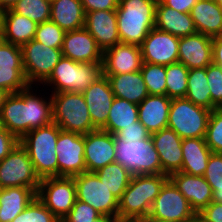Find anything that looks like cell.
<instances>
[{
	"label": "cell",
	"instance_id": "obj_21",
	"mask_svg": "<svg viewBox=\"0 0 222 222\" xmlns=\"http://www.w3.org/2000/svg\"><path fill=\"white\" fill-rule=\"evenodd\" d=\"M151 138L158 152L162 174L170 176L182 168V138L172 129L165 128L153 133Z\"/></svg>",
	"mask_w": 222,
	"mask_h": 222
},
{
	"label": "cell",
	"instance_id": "obj_34",
	"mask_svg": "<svg viewBox=\"0 0 222 222\" xmlns=\"http://www.w3.org/2000/svg\"><path fill=\"white\" fill-rule=\"evenodd\" d=\"M185 98L195 105L205 107L211 111L217 108L211 100L206 68L189 69Z\"/></svg>",
	"mask_w": 222,
	"mask_h": 222
},
{
	"label": "cell",
	"instance_id": "obj_51",
	"mask_svg": "<svg viewBox=\"0 0 222 222\" xmlns=\"http://www.w3.org/2000/svg\"><path fill=\"white\" fill-rule=\"evenodd\" d=\"M116 218H117V216H110V215L101 214L100 216H98L97 218H95L91 222H115Z\"/></svg>",
	"mask_w": 222,
	"mask_h": 222
},
{
	"label": "cell",
	"instance_id": "obj_58",
	"mask_svg": "<svg viewBox=\"0 0 222 222\" xmlns=\"http://www.w3.org/2000/svg\"><path fill=\"white\" fill-rule=\"evenodd\" d=\"M214 1L222 7V0H214Z\"/></svg>",
	"mask_w": 222,
	"mask_h": 222
},
{
	"label": "cell",
	"instance_id": "obj_54",
	"mask_svg": "<svg viewBox=\"0 0 222 222\" xmlns=\"http://www.w3.org/2000/svg\"><path fill=\"white\" fill-rule=\"evenodd\" d=\"M4 14L5 11L0 7V37L3 35Z\"/></svg>",
	"mask_w": 222,
	"mask_h": 222
},
{
	"label": "cell",
	"instance_id": "obj_35",
	"mask_svg": "<svg viewBox=\"0 0 222 222\" xmlns=\"http://www.w3.org/2000/svg\"><path fill=\"white\" fill-rule=\"evenodd\" d=\"M119 200L130 183L132 174L120 163L114 162L94 172Z\"/></svg>",
	"mask_w": 222,
	"mask_h": 222
},
{
	"label": "cell",
	"instance_id": "obj_2",
	"mask_svg": "<svg viewBox=\"0 0 222 222\" xmlns=\"http://www.w3.org/2000/svg\"><path fill=\"white\" fill-rule=\"evenodd\" d=\"M158 0H119L116 9L121 43L141 45L155 26Z\"/></svg>",
	"mask_w": 222,
	"mask_h": 222
},
{
	"label": "cell",
	"instance_id": "obj_19",
	"mask_svg": "<svg viewBox=\"0 0 222 222\" xmlns=\"http://www.w3.org/2000/svg\"><path fill=\"white\" fill-rule=\"evenodd\" d=\"M62 56L80 63H102L103 51L83 27L65 32Z\"/></svg>",
	"mask_w": 222,
	"mask_h": 222
},
{
	"label": "cell",
	"instance_id": "obj_10",
	"mask_svg": "<svg viewBox=\"0 0 222 222\" xmlns=\"http://www.w3.org/2000/svg\"><path fill=\"white\" fill-rule=\"evenodd\" d=\"M41 182L26 149L18 142L0 161V187H28L38 189Z\"/></svg>",
	"mask_w": 222,
	"mask_h": 222
},
{
	"label": "cell",
	"instance_id": "obj_25",
	"mask_svg": "<svg viewBox=\"0 0 222 222\" xmlns=\"http://www.w3.org/2000/svg\"><path fill=\"white\" fill-rule=\"evenodd\" d=\"M171 100L166 95H148L138 104V120L151 135L168 128Z\"/></svg>",
	"mask_w": 222,
	"mask_h": 222
},
{
	"label": "cell",
	"instance_id": "obj_4",
	"mask_svg": "<svg viewBox=\"0 0 222 222\" xmlns=\"http://www.w3.org/2000/svg\"><path fill=\"white\" fill-rule=\"evenodd\" d=\"M60 130L59 126L52 122L29 131L19 140V143L26 149L40 179L58 177L55 147Z\"/></svg>",
	"mask_w": 222,
	"mask_h": 222
},
{
	"label": "cell",
	"instance_id": "obj_37",
	"mask_svg": "<svg viewBox=\"0 0 222 222\" xmlns=\"http://www.w3.org/2000/svg\"><path fill=\"white\" fill-rule=\"evenodd\" d=\"M11 10L41 24L50 20L51 0H19Z\"/></svg>",
	"mask_w": 222,
	"mask_h": 222
},
{
	"label": "cell",
	"instance_id": "obj_26",
	"mask_svg": "<svg viewBox=\"0 0 222 222\" xmlns=\"http://www.w3.org/2000/svg\"><path fill=\"white\" fill-rule=\"evenodd\" d=\"M154 27L178 38L197 33L190 13L179 12L165 6L159 0L156 6Z\"/></svg>",
	"mask_w": 222,
	"mask_h": 222
},
{
	"label": "cell",
	"instance_id": "obj_43",
	"mask_svg": "<svg viewBox=\"0 0 222 222\" xmlns=\"http://www.w3.org/2000/svg\"><path fill=\"white\" fill-rule=\"evenodd\" d=\"M206 74L212 103L219 108L222 105V67L212 62L206 67Z\"/></svg>",
	"mask_w": 222,
	"mask_h": 222
},
{
	"label": "cell",
	"instance_id": "obj_16",
	"mask_svg": "<svg viewBox=\"0 0 222 222\" xmlns=\"http://www.w3.org/2000/svg\"><path fill=\"white\" fill-rule=\"evenodd\" d=\"M180 38L153 28L140 45L143 62L167 66L178 62Z\"/></svg>",
	"mask_w": 222,
	"mask_h": 222
},
{
	"label": "cell",
	"instance_id": "obj_36",
	"mask_svg": "<svg viewBox=\"0 0 222 222\" xmlns=\"http://www.w3.org/2000/svg\"><path fill=\"white\" fill-rule=\"evenodd\" d=\"M189 69L181 62L166 66V96L168 98H185Z\"/></svg>",
	"mask_w": 222,
	"mask_h": 222
},
{
	"label": "cell",
	"instance_id": "obj_47",
	"mask_svg": "<svg viewBox=\"0 0 222 222\" xmlns=\"http://www.w3.org/2000/svg\"><path fill=\"white\" fill-rule=\"evenodd\" d=\"M19 140L5 128L0 129V161L17 145Z\"/></svg>",
	"mask_w": 222,
	"mask_h": 222
},
{
	"label": "cell",
	"instance_id": "obj_30",
	"mask_svg": "<svg viewBox=\"0 0 222 222\" xmlns=\"http://www.w3.org/2000/svg\"><path fill=\"white\" fill-rule=\"evenodd\" d=\"M182 168L180 172L203 176L212 151L204 138L182 139Z\"/></svg>",
	"mask_w": 222,
	"mask_h": 222
},
{
	"label": "cell",
	"instance_id": "obj_20",
	"mask_svg": "<svg viewBox=\"0 0 222 222\" xmlns=\"http://www.w3.org/2000/svg\"><path fill=\"white\" fill-rule=\"evenodd\" d=\"M84 28L94 37L102 51L121 42L118 34L116 10L87 12Z\"/></svg>",
	"mask_w": 222,
	"mask_h": 222
},
{
	"label": "cell",
	"instance_id": "obj_60",
	"mask_svg": "<svg viewBox=\"0 0 222 222\" xmlns=\"http://www.w3.org/2000/svg\"><path fill=\"white\" fill-rule=\"evenodd\" d=\"M2 128V124H1V117H0V129Z\"/></svg>",
	"mask_w": 222,
	"mask_h": 222
},
{
	"label": "cell",
	"instance_id": "obj_1",
	"mask_svg": "<svg viewBox=\"0 0 222 222\" xmlns=\"http://www.w3.org/2000/svg\"><path fill=\"white\" fill-rule=\"evenodd\" d=\"M32 86L28 85L18 93H9L1 107L2 127L18 140L29 131L53 122L51 96L40 97L36 94L38 85Z\"/></svg>",
	"mask_w": 222,
	"mask_h": 222
},
{
	"label": "cell",
	"instance_id": "obj_32",
	"mask_svg": "<svg viewBox=\"0 0 222 222\" xmlns=\"http://www.w3.org/2000/svg\"><path fill=\"white\" fill-rule=\"evenodd\" d=\"M37 25L33 20L5 10L2 39L6 42L22 46L34 39Z\"/></svg>",
	"mask_w": 222,
	"mask_h": 222
},
{
	"label": "cell",
	"instance_id": "obj_53",
	"mask_svg": "<svg viewBox=\"0 0 222 222\" xmlns=\"http://www.w3.org/2000/svg\"><path fill=\"white\" fill-rule=\"evenodd\" d=\"M115 222H143V218H120V217H117Z\"/></svg>",
	"mask_w": 222,
	"mask_h": 222
},
{
	"label": "cell",
	"instance_id": "obj_9",
	"mask_svg": "<svg viewBox=\"0 0 222 222\" xmlns=\"http://www.w3.org/2000/svg\"><path fill=\"white\" fill-rule=\"evenodd\" d=\"M25 79L29 85L43 84L62 58V48H51L31 40L21 46Z\"/></svg>",
	"mask_w": 222,
	"mask_h": 222
},
{
	"label": "cell",
	"instance_id": "obj_15",
	"mask_svg": "<svg viewBox=\"0 0 222 222\" xmlns=\"http://www.w3.org/2000/svg\"><path fill=\"white\" fill-rule=\"evenodd\" d=\"M28 85L21 46L3 41L0 44V88L8 93H18Z\"/></svg>",
	"mask_w": 222,
	"mask_h": 222
},
{
	"label": "cell",
	"instance_id": "obj_8",
	"mask_svg": "<svg viewBox=\"0 0 222 222\" xmlns=\"http://www.w3.org/2000/svg\"><path fill=\"white\" fill-rule=\"evenodd\" d=\"M211 110L195 105L186 98H173L169 109L168 128L182 139L204 138Z\"/></svg>",
	"mask_w": 222,
	"mask_h": 222
},
{
	"label": "cell",
	"instance_id": "obj_7",
	"mask_svg": "<svg viewBox=\"0 0 222 222\" xmlns=\"http://www.w3.org/2000/svg\"><path fill=\"white\" fill-rule=\"evenodd\" d=\"M115 153L116 162L132 175L162 174L160 158L151 136L126 143L115 135Z\"/></svg>",
	"mask_w": 222,
	"mask_h": 222
},
{
	"label": "cell",
	"instance_id": "obj_59",
	"mask_svg": "<svg viewBox=\"0 0 222 222\" xmlns=\"http://www.w3.org/2000/svg\"><path fill=\"white\" fill-rule=\"evenodd\" d=\"M4 40L2 39V37H0V44L3 42Z\"/></svg>",
	"mask_w": 222,
	"mask_h": 222
},
{
	"label": "cell",
	"instance_id": "obj_13",
	"mask_svg": "<svg viewBox=\"0 0 222 222\" xmlns=\"http://www.w3.org/2000/svg\"><path fill=\"white\" fill-rule=\"evenodd\" d=\"M149 216L171 222H193L197 214L190 202L168 179L152 203Z\"/></svg>",
	"mask_w": 222,
	"mask_h": 222
},
{
	"label": "cell",
	"instance_id": "obj_29",
	"mask_svg": "<svg viewBox=\"0 0 222 222\" xmlns=\"http://www.w3.org/2000/svg\"><path fill=\"white\" fill-rule=\"evenodd\" d=\"M104 76L109 80L114 97L138 105L149 95L140 71Z\"/></svg>",
	"mask_w": 222,
	"mask_h": 222
},
{
	"label": "cell",
	"instance_id": "obj_14",
	"mask_svg": "<svg viewBox=\"0 0 222 222\" xmlns=\"http://www.w3.org/2000/svg\"><path fill=\"white\" fill-rule=\"evenodd\" d=\"M55 148L58 177H73L87 172L83 134L60 130Z\"/></svg>",
	"mask_w": 222,
	"mask_h": 222
},
{
	"label": "cell",
	"instance_id": "obj_41",
	"mask_svg": "<svg viewBox=\"0 0 222 222\" xmlns=\"http://www.w3.org/2000/svg\"><path fill=\"white\" fill-rule=\"evenodd\" d=\"M204 139L212 152L222 153V108L211 111Z\"/></svg>",
	"mask_w": 222,
	"mask_h": 222
},
{
	"label": "cell",
	"instance_id": "obj_5",
	"mask_svg": "<svg viewBox=\"0 0 222 222\" xmlns=\"http://www.w3.org/2000/svg\"><path fill=\"white\" fill-rule=\"evenodd\" d=\"M102 76V63H80L62 56L43 85L52 86V93H83Z\"/></svg>",
	"mask_w": 222,
	"mask_h": 222
},
{
	"label": "cell",
	"instance_id": "obj_49",
	"mask_svg": "<svg viewBox=\"0 0 222 222\" xmlns=\"http://www.w3.org/2000/svg\"><path fill=\"white\" fill-rule=\"evenodd\" d=\"M165 6L173 8L179 12L190 13L192 7L198 0H159Z\"/></svg>",
	"mask_w": 222,
	"mask_h": 222
},
{
	"label": "cell",
	"instance_id": "obj_46",
	"mask_svg": "<svg viewBox=\"0 0 222 222\" xmlns=\"http://www.w3.org/2000/svg\"><path fill=\"white\" fill-rule=\"evenodd\" d=\"M85 13L98 10H116L119 0H81Z\"/></svg>",
	"mask_w": 222,
	"mask_h": 222
},
{
	"label": "cell",
	"instance_id": "obj_17",
	"mask_svg": "<svg viewBox=\"0 0 222 222\" xmlns=\"http://www.w3.org/2000/svg\"><path fill=\"white\" fill-rule=\"evenodd\" d=\"M115 135L96 129L84 135V158L87 172H96L115 160Z\"/></svg>",
	"mask_w": 222,
	"mask_h": 222
},
{
	"label": "cell",
	"instance_id": "obj_33",
	"mask_svg": "<svg viewBox=\"0 0 222 222\" xmlns=\"http://www.w3.org/2000/svg\"><path fill=\"white\" fill-rule=\"evenodd\" d=\"M138 121V105L115 97L102 130L115 135L123 127L134 125Z\"/></svg>",
	"mask_w": 222,
	"mask_h": 222
},
{
	"label": "cell",
	"instance_id": "obj_28",
	"mask_svg": "<svg viewBox=\"0 0 222 222\" xmlns=\"http://www.w3.org/2000/svg\"><path fill=\"white\" fill-rule=\"evenodd\" d=\"M38 189L6 187L0 191V222H11L37 197Z\"/></svg>",
	"mask_w": 222,
	"mask_h": 222
},
{
	"label": "cell",
	"instance_id": "obj_45",
	"mask_svg": "<svg viewBox=\"0 0 222 222\" xmlns=\"http://www.w3.org/2000/svg\"><path fill=\"white\" fill-rule=\"evenodd\" d=\"M118 138L123 139L124 142L133 140H143L149 138L151 134L145 128L143 124L138 121L134 122V125L123 127L119 132L115 134Z\"/></svg>",
	"mask_w": 222,
	"mask_h": 222
},
{
	"label": "cell",
	"instance_id": "obj_48",
	"mask_svg": "<svg viewBox=\"0 0 222 222\" xmlns=\"http://www.w3.org/2000/svg\"><path fill=\"white\" fill-rule=\"evenodd\" d=\"M199 215L206 222H222V204L212 201Z\"/></svg>",
	"mask_w": 222,
	"mask_h": 222
},
{
	"label": "cell",
	"instance_id": "obj_52",
	"mask_svg": "<svg viewBox=\"0 0 222 222\" xmlns=\"http://www.w3.org/2000/svg\"><path fill=\"white\" fill-rule=\"evenodd\" d=\"M19 0H0V7L5 11L11 9Z\"/></svg>",
	"mask_w": 222,
	"mask_h": 222
},
{
	"label": "cell",
	"instance_id": "obj_31",
	"mask_svg": "<svg viewBox=\"0 0 222 222\" xmlns=\"http://www.w3.org/2000/svg\"><path fill=\"white\" fill-rule=\"evenodd\" d=\"M85 16L81 0H51L50 20L65 32L83 28Z\"/></svg>",
	"mask_w": 222,
	"mask_h": 222
},
{
	"label": "cell",
	"instance_id": "obj_27",
	"mask_svg": "<svg viewBox=\"0 0 222 222\" xmlns=\"http://www.w3.org/2000/svg\"><path fill=\"white\" fill-rule=\"evenodd\" d=\"M190 15L198 33L211 38L222 35V7L214 0H198Z\"/></svg>",
	"mask_w": 222,
	"mask_h": 222
},
{
	"label": "cell",
	"instance_id": "obj_39",
	"mask_svg": "<svg viewBox=\"0 0 222 222\" xmlns=\"http://www.w3.org/2000/svg\"><path fill=\"white\" fill-rule=\"evenodd\" d=\"M203 177L212 188V201L222 204V153H211Z\"/></svg>",
	"mask_w": 222,
	"mask_h": 222
},
{
	"label": "cell",
	"instance_id": "obj_6",
	"mask_svg": "<svg viewBox=\"0 0 222 222\" xmlns=\"http://www.w3.org/2000/svg\"><path fill=\"white\" fill-rule=\"evenodd\" d=\"M53 122L61 130L87 134L97 128L93 125L82 93L59 92L50 94Z\"/></svg>",
	"mask_w": 222,
	"mask_h": 222
},
{
	"label": "cell",
	"instance_id": "obj_42",
	"mask_svg": "<svg viewBox=\"0 0 222 222\" xmlns=\"http://www.w3.org/2000/svg\"><path fill=\"white\" fill-rule=\"evenodd\" d=\"M11 222H61L39 199L36 197L26 209Z\"/></svg>",
	"mask_w": 222,
	"mask_h": 222
},
{
	"label": "cell",
	"instance_id": "obj_38",
	"mask_svg": "<svg viewBox=\"0 0 222 222\" xmlns=\"http://www.w3.org/2000/svg\"><path fill=\"white\" fill-rule=\"evenodd\" d=\"M140 72L149 95H166V66L143 62Z\"/></svg>",
	"mask_w": 222,
	"mask_h": 222
},
{
	"label": "cell",
	"instance_id": "obj_24",
	"mask_svg": "<svg viewBox=\"0 0 222 222\" xmlns=\"http://www.w3.org/2000/svg\"><path fill=\"white\" fill-rule=\"evenodd\" d=\"M169 179L190 202L196 214H199L212 202V188L203 176L176 172L171 174Z\"/></svg>",
	"mask_w": 222,
	"mask_h": 222
},
{
	"label": "cell",
	"instance_id": "obj_57",
	"mask_svg": "<svg viewBox=\"0 0 222 222\" xmlns=\"http://www.w3.org/2000/svg\"><path fill=\"white\" fill-rule=\"evenodd\" d=\"M193 222H206V221L199 214H197Z\"/></svg>",
	"mask_w": 222,
	"mask_h": 222
},
{
	"label": "cell",
	"instance_id": "obj_18",
	"mask_svg": "<svg viewBox=\"0 0 222 222\" xmlns=\"http://www.w3.org/2000/svg\"><path fill=\"white\" fill-rule=\"evenodd\" d=\"M142 64V52L139 45L120 42L103 51V75H118L140 71Z\"/></svg>",
	"mask_w": 222,
	"mask_h": 222
},
{
	"label": "cell",
	"instance_id": "obj_12",
	"mask_svg": "<svg viewBox=\"0 0 222 222\" xmlns=\"http://www.w3.org/2000/svg\"><path fill=\"white\" fill-rule=\"evenodd\" d=\"M77 200L87 203L99 213L118 217V199L94 172L73 176Z\"/></svg>",
	"mask_w": 222,
	"mask_h": 222
},
{
	"label": "cell",
	"instance_id": "obj_44",
	"mask_svg": "<svg viewBox=\"0 0 222 222\" xmlns=\"http://www.w3.org/2000/svg\"><path fill=\"white\" fill-rule=\"evenodd\" d=\"M100 215L101 213L93 207L76 199L72 209L61 222H91Z\"/></svg>",
	"mask_w": 222,
	"mask_h": 222
},
{
	"label": "cell",
	"instance_id": "obj_40",
	"mask_svg": "<svg viewBox=\"0 0 222 222\" xmlns=\"http://www.w3.org/2000/svg\"><path fill=\"white\" fill-rule=\"evenodd\" d=\"M65 31L51 20L37 25L34 40L51 48H62Z\"/></svg>",
	"mask_w": 222,
	"mask_h": 222
},
{
	"label": "cell",
	"instance_id": "obj_3",
	"mask_svg": "<svg viewBox=\"0 0 222 222\" xmlns=\"http://www.w3.org/2000/svg\"><path fill=\"white\" fill-rule=\"evenodd\" d=\"M169 179L165 174L132 175L129 185L118 200V217L144 218Z\"/></svg>",
	"mask_w": 222,
	"mask_h": 222
},
{
	"label": "cell",
	"instance_id": "obj_23",
	"mask_svg": "<svg viewBox=\"0 0 222 222\" xmlns=\"http://www.w3.org/2000/svg\"><path fill=\"white\" fill-rule=\"evenodd\" d=\"M212 39L201 33L181 37L178 61L188 69L206 68L212 63Z\"/></svg>",
	"mask_w": 222,
	"mask_h": 222
},
{
	"label": "cell",
	"instance_id": "obj_11",
	"mask_svg": "<svg viewBox=\"0 0 222 222\" xmlns=\"http://www.w3.org/2000/svg\"><path fill=\"white\" fill-rule=\"evenodd\" d=\"M37 197L61 221L77 199L75 181L73 177L43 178Z\"/></svg>",
	"mask_w": 222,
	"mask_h": 222
},
{
	"label": "cell",
	"instance_id": "obj_50",
	"mask_svg": "<svg viewBox=\"0 0 222 222\" xmlns=\"http://www.w3.org/2000/svg\"><path fill=\"white\" fill-rule=\"evenodd\" d=\"M212 62L222 67V35L212 39Z\"/></svg>",
	"mask_w": 222,
	"mask_h": 222
},
{
	"label": "cell",
	"instance_id": "obj_56",
	"mask_svg": "<svg viewBox=\"0 0 222 222\" xmlns=\"http://www.w3.org/2000/svg\"><path fill=\"white\" fill-rule=\"evenodd\" d=\"M8 94H9L8 92L0 88V111H1L2 105L4 104L5 98Z\"/></svg>",
	"mask_w": 222,
	"mask_h": 222
},
{
	"label": "cell",
	"instance_id": "obj_22",
	"mask_svg": "<svg viewBox=\"0 0 222 222\" xmlns=\"http://www.w3.org/2000/svg\"><path fill=\"white\" fill-rule=\"evenodd\" d=\"M93 125L102 129L107 123L114 93L106 76L92 83L83 93Z\"/></svg>",
	"mask_w": 222,
	"mask_h": 222
},
{
	"label": "cell",
	"instance_id": "obj_55",
	"mask_svg": "<svg viewBox=\"0 0 222 222\" xmlns=\"http://www.w3.org/2000/svg\"><path fill=\"white\" fill-rule=\"evenodd\" d=\"M143 222H171V221L163 220V219H156L148 215L147 217L143 218Z\"/></svg>",
	"mask_w": 222,
	"mask_h": 222
}]
</instances>
